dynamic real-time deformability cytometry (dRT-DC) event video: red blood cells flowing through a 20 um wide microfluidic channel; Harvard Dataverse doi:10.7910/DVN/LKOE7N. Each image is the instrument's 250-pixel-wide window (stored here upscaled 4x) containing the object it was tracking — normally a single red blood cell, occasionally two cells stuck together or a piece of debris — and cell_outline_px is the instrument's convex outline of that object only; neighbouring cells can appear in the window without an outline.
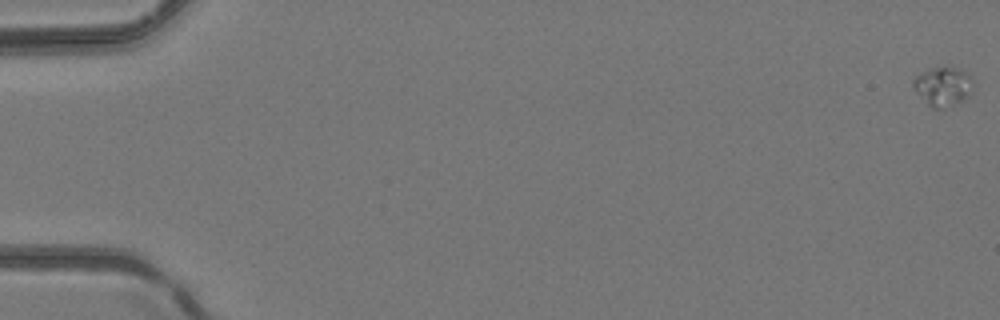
{"species": "common noctule bat (a hibernating species)", "species_latin": "Nyctalus noctula", "temperature_condition": "room temperature", "stored_images_in_passage": 4, "camera_frame_rate_fps": 3000, "um_per_image_px": 0.085, "animal": {"sex": "female", "body_mass_g": 24.6, "forearm_length_mm": 56.2}, "frame": {"image": 1, "passage_image": 1, "time_ms": 0.0, "image_size_px": [1000, 320], "cell_outline_px": [[972, 80], [968, 96], [944, 108], [932, 108], [928, 104], [912, 84], [912, 80], [916, 76], [932, 68], [956, 68], [964, 72]], "centroid_in_image_um": [80.12, 7.34], "position_along_channel_um": 4.9, "area_um2": 12.72}}